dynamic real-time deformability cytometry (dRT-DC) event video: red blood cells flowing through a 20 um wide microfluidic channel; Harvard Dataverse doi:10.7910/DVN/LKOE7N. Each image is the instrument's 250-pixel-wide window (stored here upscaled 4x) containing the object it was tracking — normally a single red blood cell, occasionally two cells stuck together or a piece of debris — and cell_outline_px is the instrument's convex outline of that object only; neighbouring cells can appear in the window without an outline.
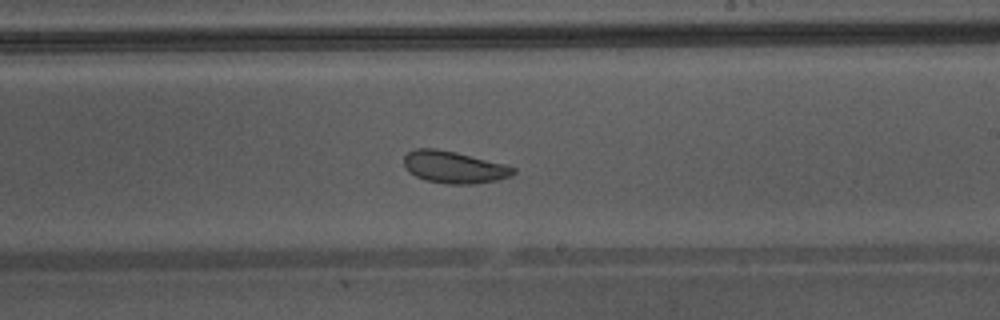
{"species": "Egyptian fruit bat (a non-hibernating species)", "species_latin": "Rousettus aegyptiacus", "temperature_condition": "warm", "stored_images_in_passage": 44, "camera_frame_rate_fps": 3000, "um_per_image_px": 0.085, "animal": {"sex": "male"}, "frame": {"image": 1, "passage_image": 26, "time_ms": 8.333, "image_size_px": [1000, 320], "cell_outline_px": [[516, 172], [512, 176], [496, 180], [476, 184], [448, 184], [424, 180], [408, 172], [404, 168], [404, 156], [408, 152], [416, 148], [436, 148], [456, 152], [504, 164], [516, 168]], "centroid_in_image_um": [38.57, 14.21], "position_along_channel_um": 250.4, "area_um2": 20.58}, "authors_computed_cell_mechanics": {"area_um2": 23.8425, "velocity_mm_per_s": 4.2828, "shape_relaxation_time_tau1_ms": 7.1922, "shape_relaxation_time_tau2_ms": 2.1761, "deformation_change_tau1": 0.0986, "deformation_change_tau2": 0.0688}}